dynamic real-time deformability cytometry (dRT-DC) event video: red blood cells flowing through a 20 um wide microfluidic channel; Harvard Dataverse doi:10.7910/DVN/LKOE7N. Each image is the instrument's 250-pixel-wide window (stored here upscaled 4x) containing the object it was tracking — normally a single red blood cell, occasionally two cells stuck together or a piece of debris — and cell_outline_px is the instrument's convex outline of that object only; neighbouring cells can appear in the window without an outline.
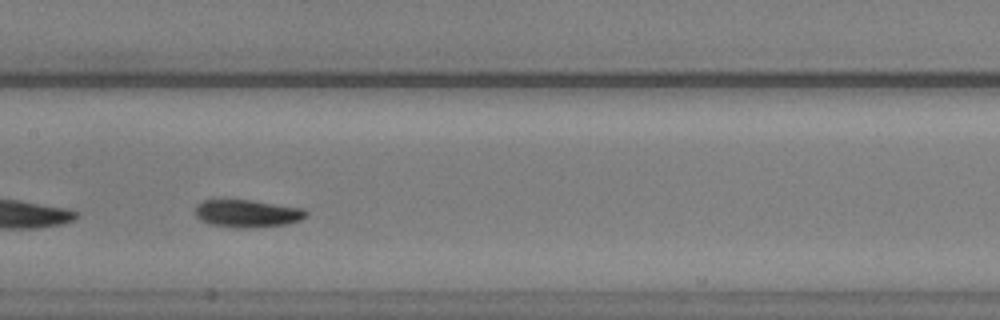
{"species": "common noctule bat (a hibernating species)", "species_latin": "Nyctalus noctula", "temperature_condition": "warm", "stored_images_in_passage": 36, "camera_frame_rate_fps": 3000, "um_per_image_px": 0.085, "animal": {"sex": "male", "body_mass_g": 20.5, "forearm_length_mm": 52.5}, "frame": {"image": 1, "passage_image": 16, "time_ms": 5.0, "image_size_px": [1000, 320], "cell_outline_px": [[308, 212], [300, 220], [288, 224], [256, 228], [236, 228], [208, 224], [200, 220], [196, 216], [196, 204], [204, 200], [252, 200], [300, 208]], "centroid_in_image_um": [20.98, 18.16], "position_along_channel_um": 186.4, "area_um2": 17.86}}
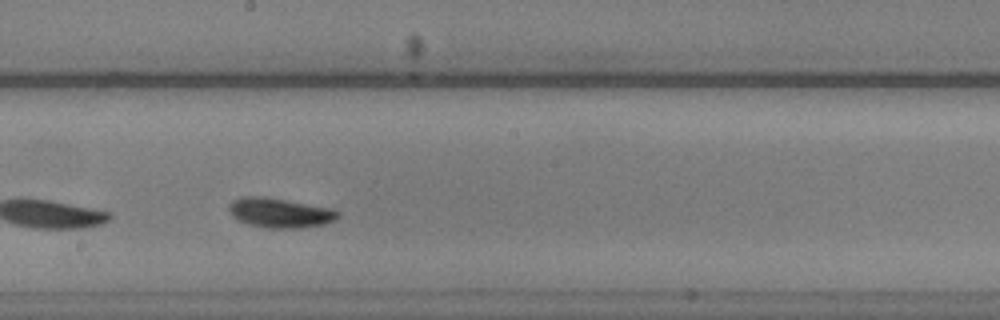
{"frame": {"image": 2, "passage_image": 19, "time_ms": 6.0, "image_size_px": [1000, 320], "cell_outline_px": [[340, 212], [332, 220], [324, 224], [300, 228], [264, 228], [248, 224], [236, 220], [232, 216], [228, 208], [228, 204], [232, 200], [240, 196], [264, 196], [332, 208]], "centroid_in_image_um": [23.71, 18.08], "position_along_channel_um": 224.5, "area_um2": 18.96}}
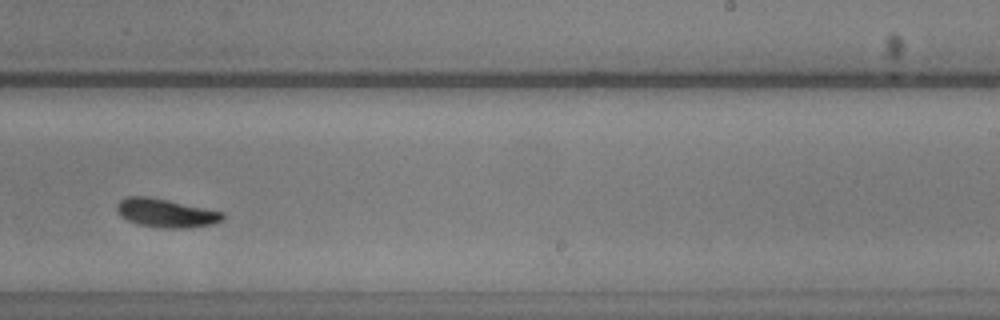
{"frame": {"image": 3, "passage_image": 23, "time_ms": 7.333, "image_size_px": [1000, 320], "cell_outline_px": [[224, 216], [220, 220], [212, 224], [184, 228], [160, 228], [140, 224], [128, 220], [120, 216], [116, 212], [116, 204], [124, 196], [148, 196], [224, 212]], "centroid_in_image_um": [14.04, 18.1], "position_along_channel_um": 275.0, "area_um2": 17.51}, "authors_computed_cell_mechanics": {"area_um2": 17.8313, "velocity_mm_per_s": 3.8044, "shape_relaxation_time_tau1_ms": 2.3453, "shape_relaxation_time_tau2_ms": 3.682, "deformation_change_tau1": 0.1027, "deformation_change_tau2": 0.0628}}